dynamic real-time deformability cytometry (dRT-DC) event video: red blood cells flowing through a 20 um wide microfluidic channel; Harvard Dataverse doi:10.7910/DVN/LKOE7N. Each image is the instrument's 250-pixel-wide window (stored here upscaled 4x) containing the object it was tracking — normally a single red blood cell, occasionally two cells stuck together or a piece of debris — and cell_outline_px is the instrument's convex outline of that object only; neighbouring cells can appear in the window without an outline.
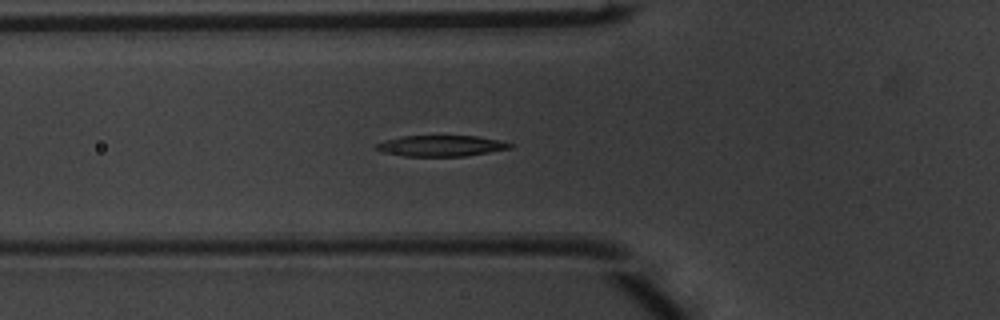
{"species": "common noctule bat (a hibernating species)", "species_latin": "Nyctalus noctula", "temperature_condition": "warm", "stored_images_in_passage": 42, "segment_of_instrument_passage": [1, 2], "camera_frame_rate_fps": 3000, "um_per_image_px": 0.085, "animal": {"sex": "male", "body_mass_g": 20.1, "forearm_length_mm": 53.5}, "frame": {"image": 1, "passage_image": 9, "time_ms": 2.667, "image_size_px": [1000, 320], "cell_outline_px": [[512, 148], [464, 156], [404, 156], [384, 152], [376, 148], [376, 144], [384, 140], [404, 136], [476, 136], [500, 140], [512, 144]], "centroid_in_image_um": [37.5, 12.39], "position_along_channel_um": 88.3, "area_um2": 16.13}}
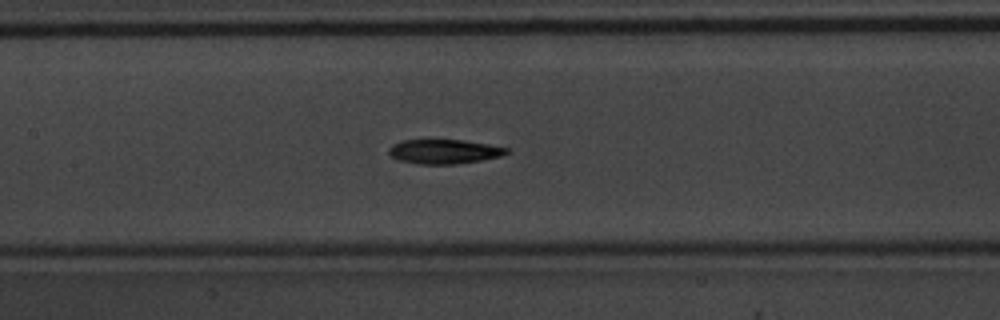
{"frame": {"image": 2, "passage_image": 15, "time_ms": 4.667, "image_size_px": [1000, 320], "cell_outline_px": [[508, 152], [500, 156], [480, 160], [456, 164], [420, 164], [396, 160], [388, 152], [388, 148], [392, 144], [400, 140], [464, 140], [488, 144], [508, 148]], "centroid_in_image_um": [37.69, 12.88], "position_along_channel_um": 169.7, "area_um2": 16.7}}
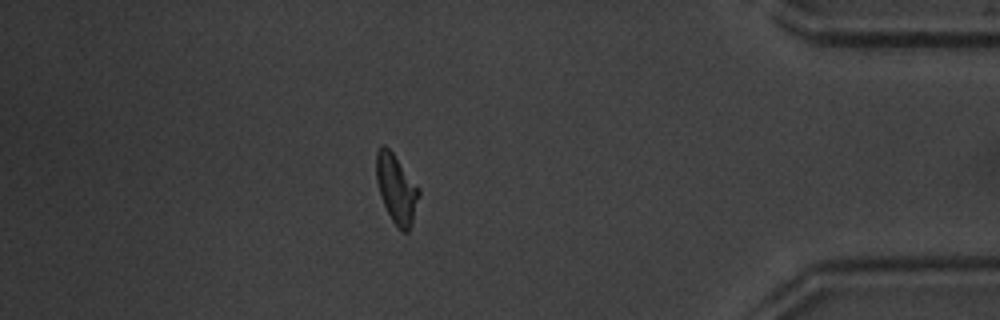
{"frame": {"image": 3, "passage_image": 35, "time_ms": 11.333, "image_size_px": [1000, 320], "cell_outline_px": [[420, 196], [408, 232], [400, 232], [392, 220], [380, 196], [376, 180], [376, 152], [380, 144], [384, 144], [392, 152], [420, 188]], "centroid_in_image_um": [33.69, 16.03], "position_along_channel_um": 401.5, "area_um2": 17.11}}